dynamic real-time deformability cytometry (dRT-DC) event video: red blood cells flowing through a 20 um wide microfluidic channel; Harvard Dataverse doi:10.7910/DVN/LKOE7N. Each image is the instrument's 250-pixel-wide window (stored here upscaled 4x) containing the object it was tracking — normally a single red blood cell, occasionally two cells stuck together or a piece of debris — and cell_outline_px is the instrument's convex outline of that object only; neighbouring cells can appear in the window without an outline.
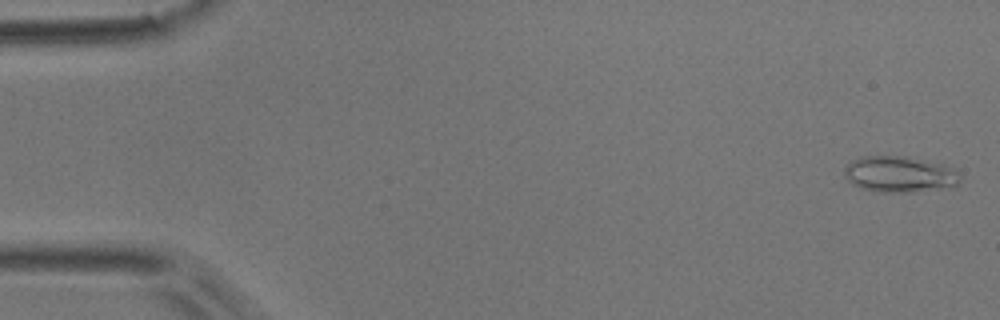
{"species": "common noctule bat (a hibernating species)", "species_latin": "Nyctalus noctula", "temperature_condition": "room temperature", "stored_images_in_passage": 51, "camera_frame_rate_fps": 3000, "um_per_image_px": 0.085, "animal": {"sex": "male", "body_mass_g": 17.9}, "frame": {"image": 1, "passage_image": 1, "time_ms": 0.0, "image_size_px": [1000, 320], "cell_outline_px": [[960, 180], [956, 184], [912, 192], [880, 192], [860, 188], [852, 184], [844, 176], [844, 168], [852, 160], [860, 156], [904, 156], [944, 164], [952, 168], [960, 176]], "centroid_in_image_um": [76.38, 14.79], "position_along_channel_um": 8.6, "area_um2": 24.04}}
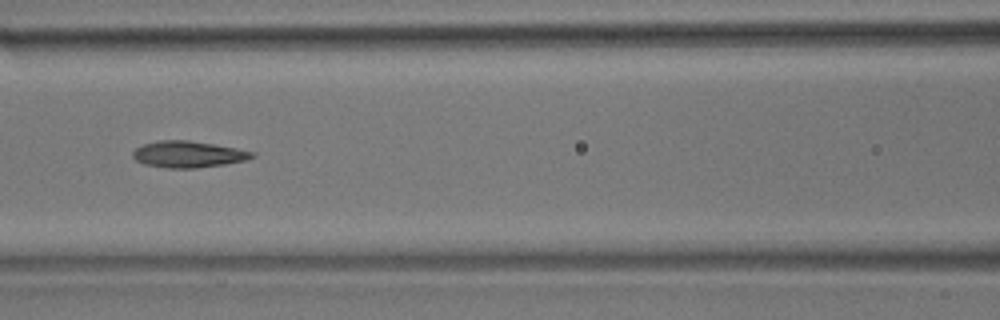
{"frame": {"image": 2, "passage_image": 22, "time_ms": 7.0, "image_size_px": [1000, 320], "cell_outline_px": [[256, 156], [248, 160], [224, 164], [196, 168], [168, 168], [144, 164], [136, 160], [132, 156], [132, 152], [136, 148], [144, 144], [160, 140], [188, 140], [236, 148], [256, 152]], "centroid_in_image_um": [16.02, 13.12], "position_along_channel_um": 150.6, "area_um2": 18.38}}
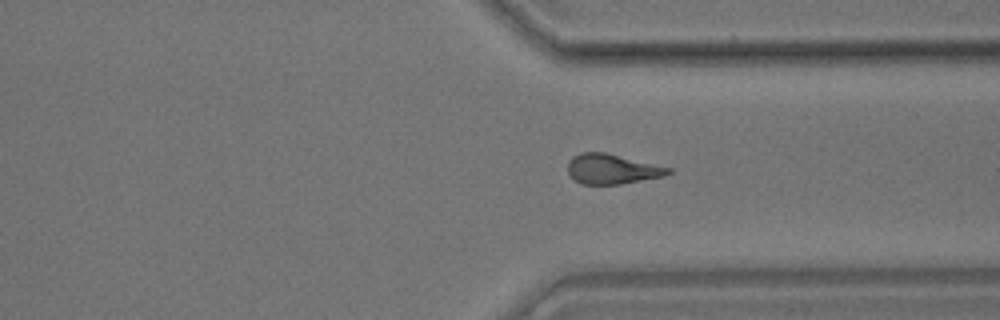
{"frame": {"image": 3, "passage_image": 38, "time_ms": 12.333, "image_size_px": [1000, 320], "cell_outline_px": [[672, 172], [664, 176], [620, 184], [580, 184], [572, 180], [568, 172], [568, 160], [572, 156], [580, 152], [604, 152], [672, 168]], "centroid_in_image_um": [51.98, 14.37], "position_along_channel_um": 359.4, "area_um2": 17.63}, "authors_computed_cell_mechanics": {"area_um2": 18.0914, "velocity_mm_per_s": 3.9175, "shape_relaxation_time_tau1_ms": 8.7249, "shape_relaxation_time_tau2_ms": 3.075, "deformation_change_tau1": 0.2259, "deformation_change_tau2": 0.1154}}